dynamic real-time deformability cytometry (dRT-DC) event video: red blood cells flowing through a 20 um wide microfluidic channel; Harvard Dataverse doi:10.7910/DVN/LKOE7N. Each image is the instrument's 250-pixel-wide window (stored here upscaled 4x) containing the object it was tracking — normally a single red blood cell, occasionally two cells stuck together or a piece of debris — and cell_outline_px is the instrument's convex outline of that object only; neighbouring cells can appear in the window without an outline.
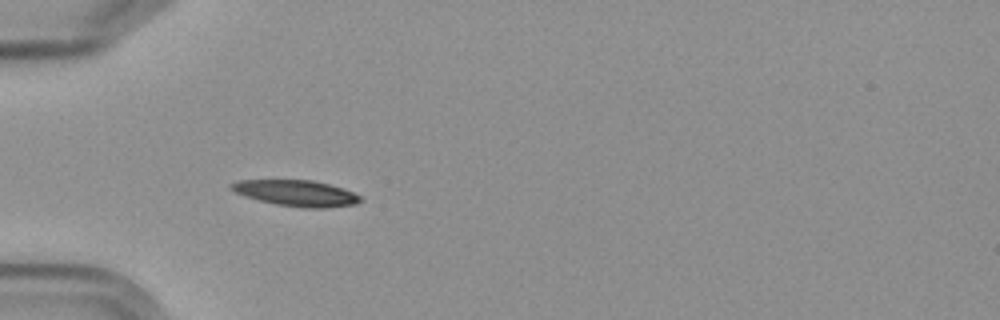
{"species": "Egyptian fruit bat (a non-hibernating species)", "species_latin": "Rousettus aegyptiacus", "temperature_condition": "cold", "stored_images_in_passage": 5, "camera_frame_rate_fps": 3000, "um_per_image_px": 0.085, "frame": {"image": 1, "passage_image": 4, "time_ms": 3.667, "image_size_px": [1000, 320], "cell_outline_px": [[364, 200], [356, 204], [328, 208], [304, 208], [276, 204], [244, 196], [228, 188], [228, 184], [240, 180], [312, 180], [328, 184], [352, 192], [360, 196]], "centroid_in_image_um": [25.17, 16.42], "position_along_channel_um": 59.8, "area_um2": 19.54}}